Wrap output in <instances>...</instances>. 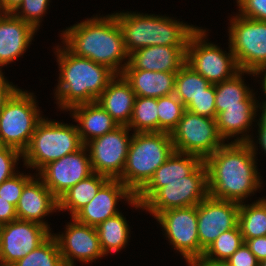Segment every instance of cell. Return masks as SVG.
Instances as JSON below:
<instances>
[{
    "label": "cell",
    "instance_id": "6da1fadb",
    "mask_svg": "<svg viewBox=\"0 0 266 266\" xmlns=\"http://www.w3.org/2000/svg\"><path fill=\"white\" fill-rule=\"evenodd\" d=\"M240 136L203 160L212 198L243 203L262 185L255 164L257 146L251 135Z\"/></svg>",
    "mask_w": 266,
    "mask_h": 266
},
{
    "label": "cell",
    "instance_id": "bcb514c9",
    "mask_svg": "<svg viewBox=\"0 0 266 266\" xmlns=\"http://www.w3.org/2000/svg\"><path fill=\"white\" fill-rule=\"evenodd\" d=\"M22 3L23 0H0V11L1 13H14Z\"/></svg>",
    "mask_w": 266,
    "mask_h": 266
},
{
    "label": "cell",
    "instance_id": "8d00e7d4",
    "mask_svg": "<svg viewBox=\"0 0 266 266\" xmlns=\"http://www.w3.org/2000/svg\"><path fill=\"white\" fill-rule=\"evenodd\" d=\"M186 110L199 116L216 119L215 84H211L206 89V93L194 98L186 106Z\"/></svg>",
    "mask_w": 266,
    "mask_h": 266
},
{
    "label": "cell",
    "instance_id": "d4e9b609",
    "mask_svg": "<svg viewBox=\"0 0 266 266\" xmlns=\"http://www.w3.org/2000/svg\"><path fill=\"white\" fill-rule=\"evenodd\" d=\"M176 73L124 68L122 75L137 97L159 98L174 94Z\"/></svg>",
    "mask_w": 266,
    "mask_h": 266
},
{
    "label": "cell",
    "instance_id": "f546056e",
    "mask_svg": "<svg viewBox=\"0 0 266 266\" xmlns=\"http://www.w3.org/2000/svg\"><path fill=\"white\" fill-rule=\"evenodd\" d=\"M238 225L244 242L266 236V208L258 200L252 204L240 203Z\"/></svg>",
    "mask_w": 266,
    "mask_h": 266
},
{
    "label": "cell",
    "instance_id": "44dd1931",
    "mask_svg": "<svg viewBox=\"0 0 266 266\" xmlns=\"http://www.w3.org/2000/svg\"><path fill=\"white\" fill-rule=\"evenodd\" d=\"M187 47L155 45L138 49L129 54L125 68L137 70L178 72L186 63Z\"/></svg>",
    "mask_w": 266,
    "mask_h": 266
},
{
    "label": "cell",
    "instance_id": "ba28073f",
    "mask_svg": "<svg viewBox=\"0 0 266 266\" xmlns=\"http://www.w3.org/2000/svg\"><path fill=\"white\" fill-rule=\"evenodd\" d=\"M229 44L241 71L258 73L266 67V21L236 14L230 19Z\"/></svg>",
    "mask_w": 266,
    "mask_h": 266
},
{
    "label": "cell",
    "instance_id": "ffe728a7",
    "mask_svg": "<svg viewBox=\"0 0 266 266\" xmlns=\"http://www.w3.org/2000/svg\"><path fill=\"white\" fill-rule=\"evenodd\" d=\"M37 30L13 13L0 14V67L22 56ZM1 70V68H0Z\"/></svg>",
    "mask_w": 266,
    "mask_h": 266
},
{
    "label": "cell",
    "instance_id": "30bf717a",
    "mask_svg": "<svg viewBox=\"0 0 266 266\" xmlns=\"http://www.w3.org/2000/svg\"><path fill=\"white\" fill-rule=\"evenodd\" d=\"M208 195L207 169L203 161L183 180L162 182V188L142 205V209L155 218L165 210L197 206Z\"/></svg>",
    "mask_w": 266,
    "mask_h": 266
},
{
    "label": "cell",
    "instance_id": "cb8c5ba5",
    "mask_svg": "<svg viewBox=\"0 0 266 266\" xmlns=\"http://www.w3.org/2000/svg\"><path fill=\"white\" fill-rule=\"evenodd\" d=\"M69 111L75 122L79 123L77 124L78 133L84 145L119 126L97 101L76 105Z\"/></svg>",
    "mask_w": 266,
    "mask_h": 266
},
{
    "label": "cell",
    "instance_id": "4dcf8cb0",
    "mask_svg": "<svg viewBox=\"0 0 266 266\" xmlns=\"http://www.w3.org/2000/svg\"><path fill=\"white\" fill-rule=\"evenodd\" d=\"M210 85L209 81L185 63L176 73L174 95L186 107L194 98L206 93Z\"/></svg>",
    "mask_w": 266,
    "mask_h": 266
},
{
    "label": "cell",
    "instance_id": "8fae6325",
    "mask_svg": "<svg viewBox=\"0 0 266 266\" xmlns=\"http://www.w3.org/2000/svg\"><path fill=\"white\" fill-rule=\"evenodd\" d=\"M175 152L194 154L203 160L225 142L219 135L215 118L184 111L177 127L171 132Z\"/></svg>",
    "mask_w": 266,
    "mask_h": 266
},
{
    "label": "cell",
    "instance_id": "d6986e66",
    "mask_svg": "<svg viewBox=\"0 0 266 266\" xmlns=\"http://www.w3.org/2000/svg\"><path fill=\"white\" fill-rule=\"evenodd\" d=\"M58 210V199L45 186L41 178L32 177L24 186L16 205L17 219L33 221L47 227L43 218Z\"/></svg>",
    "mask_w": 266,
    "mask_h": 266
},
{
    "label": "cell",
    "instance_id": "7a4b0ae2",
    "mask_svg": "<svg viewBox=\"0 0 266 266\" xmlns=\"http://www.w3.org/2000/svg\"><path fill=\"white\" fill-rule=\"evenodd\" d=\"M61 35L70 52L105 65L115 74H122L128 64L129 54L115 14L87 18L62 31ZM125 58L127 60L122 64Z\"/></svg>",
    "mask_w": 266,
    "mask_h": 266
},
{
    "label": "cell",
    "instance_id": "5bb4252c",
    "mask_svg": "<svg viewBox=\"0 0 266 266\" xmlns=\"http://www.w3.org/2000/svg\"><path fill=\"white\" fill-rule=\"evenodd\" d=\"M155 219L165 231L166 238L188 263L200 256L197 206L165 210Z\"/></svg>",
    "mask_w": 266,
    "mask_h": 266
},
{
    "label": "cell",
    "instance_id": "ee69618b",
    "mask_svg": "<svg viewBox=\"0 0 266 266\" xmlns=\"http://www.w3.org/2000/svg\"><path fill=\"white\" fill-rule=\"evenodd\" d=\"M18 88L13 84H9L8 80L4 78L2 70H0V111L4 107L6 101Z\"/></svg>",
    "mask_w": 266,
    "mask_h": 266
},
{
    "label": "cell",
    "instance_id": "603a6c76",
    "mask_svg": "<svg viewBox=\"0 0 266 266\" xmlns=\"http://www.w3.org/2000/svg\"><path fill=\"white\" fill-rule=\"evenodd\" d=\"M136 94L122 74H116L97 102L119 125H128L134 107Z\"/></svg>",
    "mask_w": 266,
    "mask_h": 266
},
{
    "label": "cell",
    "instance_id": "f6af8a7d",
    "mask_svg": "<svg viewBox=\"0 0 266 266\" xmlns=\"http://www.w3.org/2000/svg\"><path fill=\"white\" fill-rule=\"evenodd\" d=\"M187 264L188 266H230L227 260L210 259L203 254L192 258Z\"/></svg>",
    "mask_w": 266,
    "mask_h": 266
},
{
    "label": "cell",
    "instance_id": "83f0119b",
    "mask_svg": "<svg viewBox=\"0 0 266 266\" xmlns=\"http://www.w3.org/2000/svg\"><path fill=\"white\" fill-rule=\"evenodd\" d=\"M257 73L249 71H240L233 78L215 84V107L216 116L224 111V107L241 106V102H256L253 91L244 84L242 76Z\"/></svg>",
    "mask_w": 266,
    "mask_h": 266
},
{
    "label": "cell",
    "instance_id": "484cf974",
    "mask_svg": "<svg viewBox=\"0 0 266 266\" xmlns=\"http://www.w3.org/2000/svg\"><path fill=\"white\" fill-rule=\"evenodd\" d=\"M258 105L256 102H241V106L224 107V111L218 113L215 119L222 139L225 141L249 130Z\"/></svg>",
    "mask_w": 266,
    "mask_h": 266
},
{
    "label": "cell",
    "instance_id": "9c48e42d",
    "mask_svg": "<svg viewBox=\"0 0 266 266\" xmlns=\"http://www.w3.org/2000/svg\"><path fill=\"white\" fill-rule=\"evenodd\" d=\"M206 30L198 28L189 38L186 64L211 84L233 78L241 70L229 44V52L205 41Z\"/></svg>",
    "mask_w": 266,
    "mask_h": 266
},
{
    "label": "cell",
    "instance_id": "2e32d148",
    "mask_svg": "<svg viewBox=\"0 0 266 266\" xmlns=\"http://www.w3.org/2000/svg\"><path fill=\"white\" fill-rule=\"evenodd\" d=\"M86 151L88 149L83 145L78 151L48 163L39 171V177L57 199L94 173Z\"/></svg>",
    "mask_w": 266,
    "mask_h": 266
},
{
    "label": "cell",
    "instance_id": "f35d334b",
    "mask_svg": "<svg viewBox=\"0 0 266 266\" xmlns=\"http://www.w3.org/2000/svg\"><path fill=\"white\" fill-rule=\"evenodd\" d=\"M20 157V151L0 145V184L17 174L14 169Z\"/></svg>",
    "mask_w": 266,
    "mask_h": 266
},
{
    "label": "cell",
    "instance_id": "4fadbf2b",
    "mask_svg": "<svg viewBox=\"0 0 266 266\" xmlns=\"http://www.w3.org/2000/svg\"><path fill=\"white\" fill-rule=\"evenodd\" d=\"M50 235L47 227L33 221L17 219L0 226V266H12Z\"/></svg>",
    "mask_w": 266,
    "mask_h": 266
},
{
    "label": "cell",
    "instance_id": "7c38bea8",
    "mask_svg": "<svg viewBox=\"0 0 266 266\" xmlns=\"http://www.w3.org/2000/svg\"><path fill=\"white\" fill-rule=\"evenodd\" d=\"M129 131L128 126L119 125L114 130L85 144L94 173L109 179H118L122 175L132 139Z\"/></svg>",
    "mask_w": 266,
    "mask_h": 266
},
{
    "label": "cell",
    "instance_id": "ac0fdd59",
    "mask_svg": "<svg viewBox=\"0 0 266 266\" xmlns=\"http://www.w3.org/2000/svg\"><path fill=\"white\" fill-rule=\"evenodd\" d=\"M120 199H126L135 208H142L135 195L119 179H109L96 196L73 218L79 223L97 227L103 221L120 213L116 208Z\"/></svg>",
    "mask_w": 266,
    "mask_h": 266
},
{
    "label": "cell",
    "instance_id": "1f68e13d",
    "mask_svg": "<svg viewBox=\"0 0 266 266\" xmlns=\"http://www.w3.org/2000/svg\"><path fill=\"white\" fill-rule=\"evenodd\" d=\"M157 98H135L131 120L127 125L134 133L158 132Z\"/></svg>",
    "mask_w": 266,
    "mask_h": 266
},
{
    "label": "cell",
    "instance_id": "f1b7e54d",
    "mask_svg": "<svg viewBox=\"0 0 266 266\" xmlns=\"http://www.w3.org/2000/svg\"><path fill=\"white\" fill-rule=\"evenodd\" d=\"M122 213L108 218L96 227L100 247L104 255L125 248L129 238V225Z\"/></svg>",
    "mask_w": 266,
    "mask_h": 266
},
{
    "label": "cell",
    "instance_id": "277c9868",
    "mask_svg": "<svg viewBox=\"0 0 266 266\" xmlns=\"http://www.w3.org/2000/svg\"><path fill=\"white\" fill-rule=\"evenodd\" d=\"M123 33L128 54L149 46L187 47L190 36L198 29L166 16L115 13Z\"/></svg>",
    "mask_w": 266,
    "mask_h": 266
},
{
    "label": "cell",
    "instance_id": "3957f363",
    "mask_svg": "<svg viewBox=\"0 0 266 266\" xmlns=\"http://www.w3.org/2000/svg\"><path fill=\"white\" fill-rule=\"evenodd\" d=\"M56 48L60 73L55 97L59 107L68 111L76 105L95 102L116 74L105 65L73 54L65 46Z\"/></svg>",
    "mask_w": 266,
    "mask_h": 266
},
{
    "label": "cell",
    "instance_id": "7dc6e473",
    "mask_svg": "<svg viewBox=\"0 0 266 266\" xmlns=\"http://www.w3.org/2000/svg\"><path fill=\"white\" fill-rule=\"evenodd\" d=\"M260 106V107H259ZM257 106V110L258 108L260 110H262V114H261V117L259 118V121H258V128H266V101L264 103H260V105Z\"/></svg>",
    "mask_w": 266,
    "mask_h": 266
},
{
    "label": "cell",
    "instance_id": "b9f144b4",
    "mask_svg": "<svg viewBox=\"0 0 266 266\" xmlns=\"http://www.w3.org/2000/svg\"><path fill=\"white\" fill-rule=\"evenodd\" d=\"M245 243L259 262L266 260V236L249 239Z\"/></svg>",
    "mask_w": 266,
    "mask_h": 266
},
{
    "label": "cell",
    "instance_id": "8992f818",
    "mask_svg": "<svg viewBox=\"0 0 266 266\" xmlns=\"http://www.w3.org/2000/svg\"><path fill=\"white\" fill-rule=\"evenodd\" d=\"M84 144L77 125L43 118L37 125L29 146L22 153L24 165L40 171L48 163L78 151Z\"/></svg>",
    "mask_w": 266,
    "mask_h": 266
},
{
    "label": "cell",
    "instance_id": "836d02e7",
    "mask_svg": "<svg viewBox=\"0 0 266 266\" xmlns=\"http://www.w3.org/2000/svg\"><path fill=\"white\" fill-rule=\"evenodd\" d=\"M158 132H171L177 127L186 107L174 95L157 98Z\"/></svg>",
    "mask_w": 266,
    "mask_h": 266
},
{
    "label": "cell",
    "instance_id": "f907efd6",
    "mask_svg": "<svg viewBox=\"0 0 266 266\" xmlns=\"http://www.w3.org/2000/svg\"><path fill=\"white\" fill-rule=\"evenodd\" d=\"M266 208V197H262L261 199H258Z\"/></svg>",
    "mask_w": 266,
    "mask_h": 266
},
{
    "label": "cell",
    "instance_id": "7402d4cb",
    "mask_svg": "<svg viewBox=\"0 0 266 266\" xmlns=\"http://www.w3.org/2000/svg\"><path fill=\"white\" fill-rule=\"evenodd\" d=\"M202 162L203 159L197 155L174 151L157 168L154 176L135 198L143 205L158 189L162 188V182L183 180L184 177L189 176Z\"/></svg>",
    "mask_w": 266,
    "mask_h": 266
},
{
    "label": "cell",
    "instance_id": "4316f807",
    "mask_svg": "<svg viewBox=\"0 0 266 266\" xmlns=\"http://www.w3.org/2000/svg\"><path fill=\"white\" fill-rule=\"evenodd\" d=\"M108 180V177L97 173L81 180L58 199V211L69 210L73 217L96 196Z\"/></svg>",
    "mask_w": 266,
    "mask_h": 266
},
{
    "label": "cell",
    "instance_id": "60d3db41",
    "mask_svg": "<svg viewBox=\"0 0 266 266\" xmlns=\"http://www.w3.org/2000/svg\"><path fill=\"white\" fill-rule=\"evenodd\" d=\"M227 262L230 266H259L260 264L245 242L227 259Z\"/></svg>",
    "mask_w": 266,
    "mask_h": 266
},
{
    "label": "cell",
    "instance_id": "7bdbcfd3",
    "mask_svg": "<svg viewBox=\"0 0 266 266\" xmlns=\"http://www.w3.org/2000/svg\"><path fill=\"white\" fill-rule=\"evenodd\" d=\"M17 220L16 207L0 197V226Z\"/></svg>",
    "mask_w": 266,
    "mask_h": 266
},
{
    "label": "cell",
    "instance_id": "74e56055",
    "mask_svg": "<svg viewBox=\"0 0 266 266\" xmlns=\"http://www.w3.org/2000/svg\"><path fill=\"white\" fill-rule=\"evenodd\" d=\"M32 178L31 175L17 173L0 184V197L16 207L25 184Z\"/></svg>",
    "mask_w": 266,
    "mask_h": 266
},
{
    "label": "cell",
    "instance_id": "5b68a950",
    "mask_svg": "<svg viewBox=\"0 0 266 266\" xmlns=\"http://www.w3.org/2000/svg\"><path fill=\"white\" fill-rule=\"evenodd\" d=\"M173 152L168 132L133 133L125 167L118 179L136 196Z\"/></svg>",
    "mask_w": 266,
    "mask_h": 266
},
{
    "label": "cell",
    "instance_id": "816d5d0a",
    "mask_svg": "<svg viewBox=\"0 0 266 266\" xmlns=\"http://www.w3.org/2000/svg\"><path fill=\"white\" fill-rule=\"evenodd\" d=\"M259 266H266V260L261 261Z\"/></svg>",
    "mask_w": 266,
    "mask_h": 266
},
{
    "label": "cell",
    "instance_id": "52a82bcc",
    "mask_svg": "<svg viewBox=\"0 0 266 266\" xmlns=\"http://www.w3.org/2000/svg\"><path fill=\"white\" fill-rule=\"evenodd\" d=\"M33 93L17 89L0 111V145L23 153L43 119Z\"/></svg>",
    "mask_w": 266,
    "mask_h": 266
},
{
    "label": "cell",
    "instance_id": "e0dca14e",
    "mask_svg": "<svg viewBox=\"0 0 266 266\" xmlns=\"http://www.w3.org/2000/svg\"><path fill=\"white\" fill-rule=\"evenodd\" d=\"M66 226L65 234L53 235L58 243L64 266H75L74 260L89 264L93 260L104 257L100 247L96 227L76 221Z\"/></svg>",
    "mask_w": 266,
    "mask_h": 266
},
{
    "label": "cell",
    "instance_id": "ab89813d",
    "mask_svg": "<svg viewBox=\"0 0 266 266\" xmlns=\"http://www.w3.org/2000/svg\"><path fill=\"white\" fill-rule=\"evenodd\" d=\"M239 15L257 20L266 21V0H237Z\"/></svg>",
    "mask_w": 266,
    "mask_h": 266
},
{
    "label": "cell",
    "instance_id": "c3c4849f",
    "mask_svg": "<svg viewBox=\"0 0 266 266\" xmlns=\"http://www.w3.org/2000/svg\"><path fill=\"white\" fill-rule=\"evenodd\" d=\"M258 135L259 145H261L264 153H266V128H259Z\"/></svg>",
    "mask_w": 266,
    "mask_h": 266
},
{
    "label": "cell",
    "instance_id": "d590c367",
    "mask_svg": "<svg viewBox=\"0 0 266 266\" xmlns=\"http://www.w3.org/2000/svg\"><path fill=\"white\" fill-rule=\"evenodd\" d=\"M49 2V0H23V3L13 14L23 21L30 23L38 30L40 20L46 13Z\"/></svg>",
    "mask_w": 266,
    "mask_h": 266
},
{
    "label": "cell",
    "instance_id": "681fc988",
    "mask_svg": "<svg viewBox=\"0 0 266 266\" xmlns=\"http://www.w3.org/2000/svg\"><path fill=\"white\" fill-rule=\"evenodd\" d=\"M263 73H265V74H263ZM259 74H263L264 75V77H263V80H262V87H263V92H264V95L266 96V69H262V70H260L258 73H257V76L259 75ZM266 98V97H265ZM266 101V100H265Z\"/></svg>",
    "mask_w": 266,
    "mask_h": 266
},
{
    "label": "cell",
    "instance_id": "e575fe53",
    "mask_svg": "<svg viewBox=\"0 0 266 266\" xmlns=\"http://www.w3.org/2000/svg\"><path fill=\"white\" fill-rule=\"evenodd\" d=\"M244 243L239 225L221 233L204 251L203 255L210 259L227 260Z\"/></svg>",
    "mask_w": 266,
    "mask_h": 266
},
{
    "label": "cell",
    "instance_id": "9a60e30c",
    "mask_svg": "<svg viewBox=\"0 0 266 266\" xmlns=\"http://www.w3.org/2000/svg\"><path fill=\"white\" fill-rule=\"evenodd\" d=\"M240 203L208 195L197 205L200 255L217 237L238 225Z\"/></svg>",
    "mask_w": 266,
    "mask_h": 266
},
{
    "label": "cell",
    "instance_id": "d6a6232c",
    "mask_svg": "<svg viewBox=\"0 0 266 266\" xmlns=\"http://www.w3.org/2000/svg\"><path fill=\"white\" fill-rule=\"evenodd\" d=\"M12 266H64L58 243L51 234L36 249Z\"/></svg>",
    "mask_w": 266,
    "mask_h": 266
}]
</instances>
